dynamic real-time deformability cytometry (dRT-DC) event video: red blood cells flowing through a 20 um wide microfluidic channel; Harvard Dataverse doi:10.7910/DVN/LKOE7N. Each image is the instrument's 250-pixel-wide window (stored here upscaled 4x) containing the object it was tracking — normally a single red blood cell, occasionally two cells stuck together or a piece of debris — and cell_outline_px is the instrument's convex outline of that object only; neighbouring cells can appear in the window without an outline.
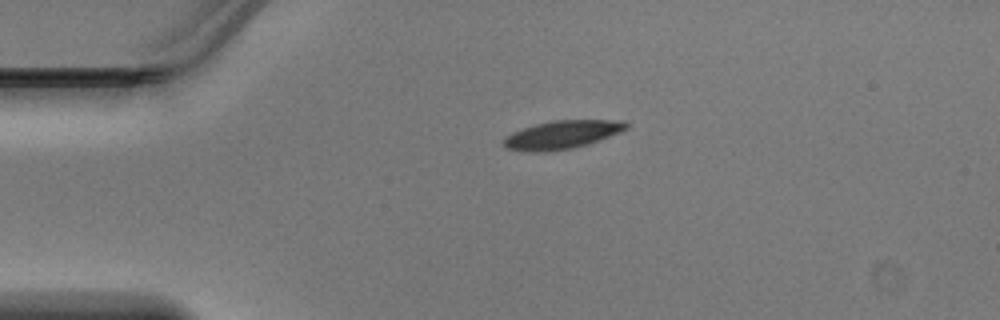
{"species": "Egyptian fruit bat (a non-hibernating species)", "species_latin": "Rousettus aegyptiacus", "temperature_condition": "warm", "stored_images_in_passage": 38, "camera_frame_rate_fps": 3000, "um_per_image_px": 0.085, "animal": {"sex": "male"}, "frame": {"image": 1, "passage_image": 1, "time_ms": 0.0, "image_size_px": [1000, 320], "cell_outline_px": [[628, 128], [620, 132], [588, 144], [572, 148], [544, 152], [528, 152], [504, 148], [500, 140], [504, 136], [512, 132], [536, 124], [552, 120], [624, 120], [628, 124]], "centroid_in_image_um": [47.71, 11.45], "position_along_channel_um": 37.3, "area_um2": 20.4}}
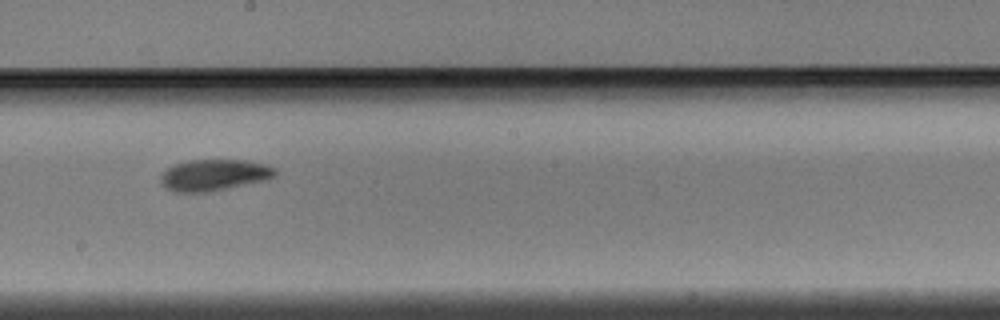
{"frame": {"image": 2, "passage_image": 17, "time_ms": 5.333, "image_size_px": [1000, 320], "cell_outline_px": [[276, 176], [268, 180], [208, 192], [176, 192], [160, 184], [160, 176], [168, 168], [176, 164], [188, 160], [248, 160], [264, 164], [276, 168]], "centroid_in_image_um": [18.23, 14.88], "position_along_channel_um": 230.0, "area_um2": 20.98}}
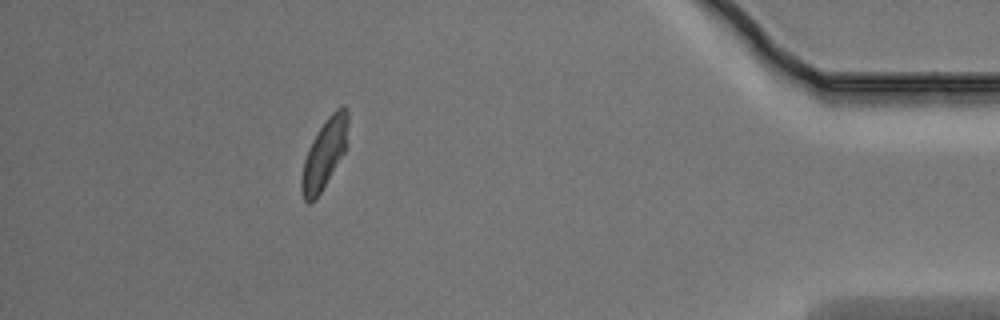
{"frame": {"image": 3, "passage_image": 33, "time_ms": 10.667, "image_size_px": [1000, 320], "cell_outline_px": [[348, 148], [320, 192], [308, 204], [304, 200], [300, 188], [300, 180], [304, 160], [308, 148], [320, 128], [328, 116], [340, 104], [344, 104], [348, 108]], "centroid_in_image_um": [27.61, 13.01], "position_along_channel_um": 407.6, "area_um2": 19.02}}